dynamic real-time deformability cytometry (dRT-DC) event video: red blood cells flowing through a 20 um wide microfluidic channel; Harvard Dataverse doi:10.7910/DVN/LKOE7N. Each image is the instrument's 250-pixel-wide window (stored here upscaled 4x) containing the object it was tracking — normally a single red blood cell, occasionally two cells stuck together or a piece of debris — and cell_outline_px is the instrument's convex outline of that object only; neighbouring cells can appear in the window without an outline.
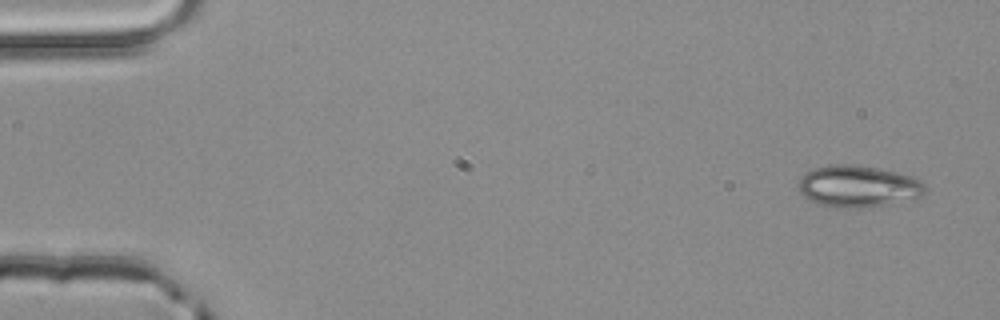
{"species": "common noctule bat (a hibernating species)", "species_latin": "Nyctalus noctula", "temperature_condition": "room temperature", "stored_images_in_passage": 3, "camera_frame_rate_fps": 3000, "um_per_image_px": 0.085, "animal": {"sex": "male", "body_mass_g": 20.4}, "frame": {"image": 1, "passage_image": 1, "time_ms": 0.0, "image_size_px": [1000, 320], "cell_outline_px": [[924, 196], [916, 200], [860, 208], [828, 208], [804, 196], [796, 188], [800, 176], [812, 168], [832, 164], [856, 164], [896, 172], [912, 176], [920, 180], [924, 184]], "centroid_in_image_um": [72.93, 15.85], "position_along_channel_um": 12.1, "area_um2": 31.39}}